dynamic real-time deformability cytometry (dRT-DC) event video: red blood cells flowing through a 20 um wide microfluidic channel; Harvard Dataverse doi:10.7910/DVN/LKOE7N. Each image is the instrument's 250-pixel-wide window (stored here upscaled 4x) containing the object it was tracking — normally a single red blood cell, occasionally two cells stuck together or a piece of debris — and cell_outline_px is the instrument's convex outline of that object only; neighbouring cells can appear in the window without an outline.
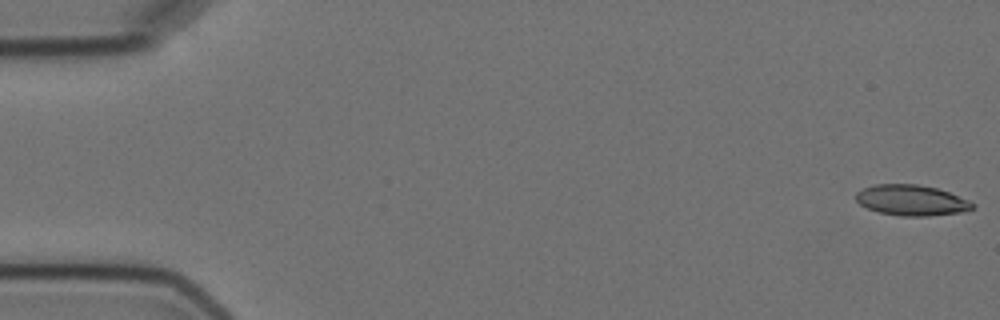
{"species": "Egyptian fruit bat (a non-hibernating species)", "species_latin": "Rousettus aegyptiacus", "temperature_condition": "cold", "stored_images_in_passage": 5, "camera_frame_rate_fps": 3000, "um_per_image_px": 0.085, "animal": {"sex": "female"}, "frame": {"image": 1, "passage_image": 1, "time_ms": 0.0, "image_size_px": [1000, 320], "cell_outline_px": [[976, 204], [972, 208], [960, 212], [928, 216], [900, 216], [880, 212], [868, 208], [860, 204], [856, 200], [856, 192], [864, 188], [876, 184], [916, 184], [936, 188], [948, 192], [968, 200]], "centroid_in_image_um": [77.46, 17.02], "position_along_channel_um": 7.5, "area_um2": 20.58}}
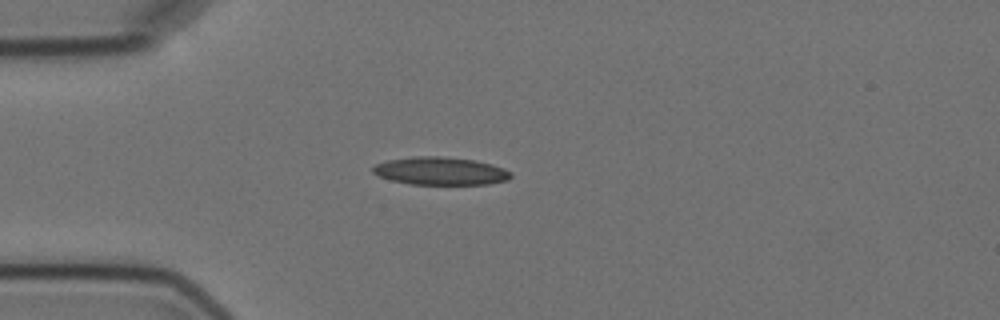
{"frame": {"image": 2, "passage_image": 5, "time_ms": 4.667, "image_size_px": [1000, 320], "cell_outline_px": [[512, 176], [508, 180], [488, 184], [408, 184], [392, 180], [380, 176], [372, 172], [372, 168], [376, 164], [388, 160], [412, 156], [440, 156], [476, 160], [492, 164], [504, 168], [512, 172]], "centroid_in_image_um": [37.47, 14.53], "position_along_channel_um": 47.5, "area_um2": 22.48}}